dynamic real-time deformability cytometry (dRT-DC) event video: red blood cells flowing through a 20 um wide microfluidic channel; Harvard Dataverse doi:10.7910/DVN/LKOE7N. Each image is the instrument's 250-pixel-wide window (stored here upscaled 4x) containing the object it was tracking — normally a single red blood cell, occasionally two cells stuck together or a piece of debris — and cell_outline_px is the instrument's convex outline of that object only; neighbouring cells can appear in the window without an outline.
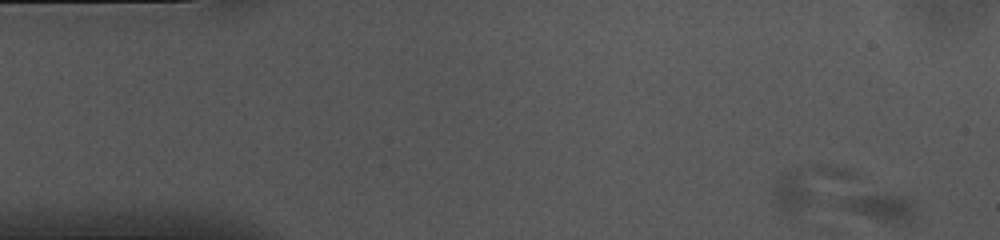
{"species": "common noctule bat (a hibernating species)", "species_latin": "Nyctalus noctula", "temperature_condition": "cold", "stored_images_in_passage": 12, "segment_of_instrument_passage": [1, 2], "camera_frame_rate_fps": 3000, "um_per_image_px": 0.085, "animal": {"sex": "female", "body_mass_g": 10.0, "forearm_length_mm": 53.1}, "frame": {"image": 1, "passage_image": 1, "time_ms": 0.0, "image_size_px": [1000, 240], "cell_outline_px": [[916, 216], [904, 224], [892, 224], [844, 208], [840, 204], [840, 200], [856, 192], [900, 196], [908, 200], [916, 208]], "centroid_in_image_um": [74.88, 17.6], "position_along_channel_um": 10.1, "area_um2": 11.79}}